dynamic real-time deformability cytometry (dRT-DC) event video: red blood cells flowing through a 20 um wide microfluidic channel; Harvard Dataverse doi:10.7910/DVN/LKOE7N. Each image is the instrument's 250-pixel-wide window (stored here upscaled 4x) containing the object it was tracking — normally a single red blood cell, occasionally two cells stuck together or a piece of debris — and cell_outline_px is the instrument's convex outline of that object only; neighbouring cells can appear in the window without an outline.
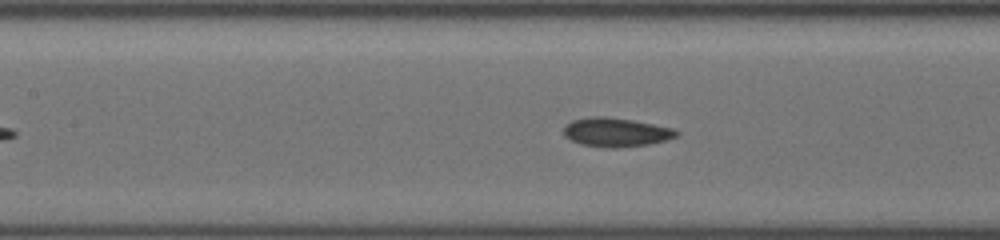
{"species": "common noctule bat (a hibernating species)", "species_latin": "Nyctalus noctula", "temperature_condition": "cold", "stored_images_in_passage": 37, "camera_frame_rate_fps": 3000, "um_per_image_px": 0.085, "animal": {"sex": "female", "body_mass_g": 19.5, "forearm_length_mm": 54.1}, "frame": {"image": 1, "passage_image": 16, "time_ms": 5.333, "image_size_px": [1000, 240], "cell_outline_px": [[680, 132], [676, 136], [664, 140], [648, 144], [616, 148], [608, 148], [580, 144], [564, 136], [564, 128], [572, 120], [588, 116], [608, 116], [632, 120], [672, 128]], "centroid_in_image_um": [52.32, 11.23], "position_along_channel_um": 155.1, "area_um2": 18.9}}
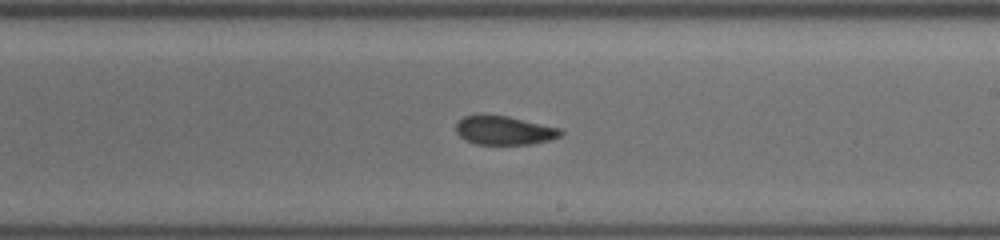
{"frame": {"image": 2, "passage_image": 22, "time_ms": 7.667, "image_size_px": [1000, 240], "cell_outline_px": [[564, 132], [560, 136], [548, 140], [532, 144], [476, 144], [464, 140], [456, 132], [456, 124], [464, 116], [508, 116], [560, 128]], "centroid_in_image_um": [42.87, 11.1], "position_along_channel_um": 246.1, "area_um2": 17.28}}
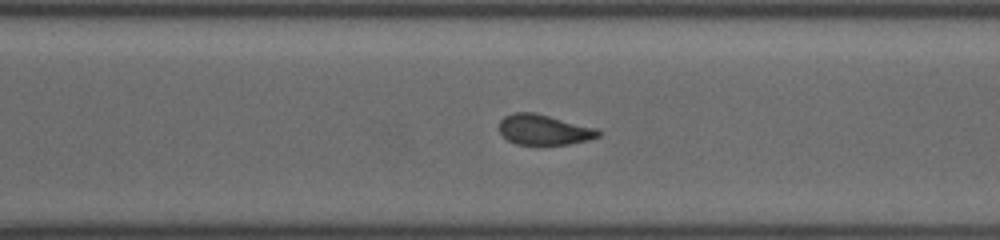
{"frame": {"image": 3, "passage_image": 27, "time_ms": 9.667, "image_size_px": [1000, 240], "cell_outline_px": [[600, 136], [588, 140], [568, 144], [516, 144], [508, 140], [500, 132], [500, 120], [504, 116], [512, 112], [532, 112], [596, 128], [600, 132]], "centroid_in_image_um": [46.21, 11.02], "position_along_channel_um": 324.4, "area_um2": 17.22}}